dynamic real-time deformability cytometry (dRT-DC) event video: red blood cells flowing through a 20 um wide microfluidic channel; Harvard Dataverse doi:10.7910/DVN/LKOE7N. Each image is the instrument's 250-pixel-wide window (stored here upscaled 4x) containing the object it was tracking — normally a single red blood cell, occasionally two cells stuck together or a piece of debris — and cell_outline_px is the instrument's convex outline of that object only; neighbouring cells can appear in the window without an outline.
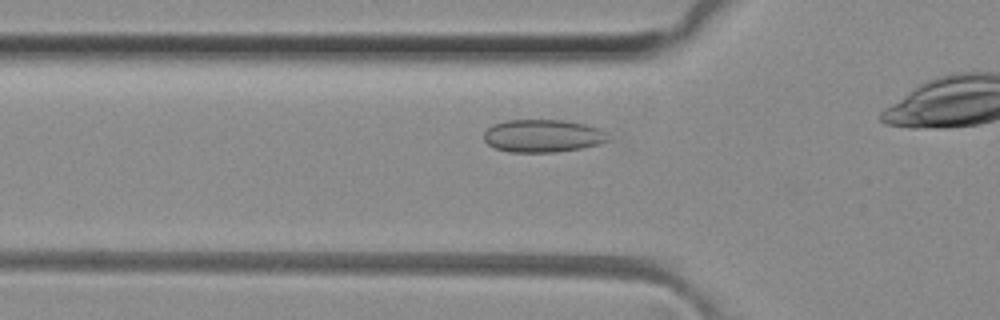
{"species": "common noctule bat (a hibernating species)", "species_latin": "Nyctalus noctula", "temperature_condition": "room temperature", "stored_images_in_passage": 22, "camera_frame_rate_fps": 3000, "um_per_image_px": 0.085, "animal": {"sex": "female", "body_mass_g": 29.2, "forearm_length_mm": 56.3}, "frame": {"image": 1, "passage_image": 10, "time_ms": 3.0, "image_size_px": [1000, 320], "cell_outline_px": [[616, 140], [600, 144], [580, 148], [556, 152], [508, 152], [496, 148], [488, 144], [484, 140], [484, 132], [492, 124], [504, 120], [564, 120], [584, 124], [600, 128]], "centroid_in_image_um": [46.19, 11.55], "position_along_channel_um": 79.6, "area_um2": 24.1}}